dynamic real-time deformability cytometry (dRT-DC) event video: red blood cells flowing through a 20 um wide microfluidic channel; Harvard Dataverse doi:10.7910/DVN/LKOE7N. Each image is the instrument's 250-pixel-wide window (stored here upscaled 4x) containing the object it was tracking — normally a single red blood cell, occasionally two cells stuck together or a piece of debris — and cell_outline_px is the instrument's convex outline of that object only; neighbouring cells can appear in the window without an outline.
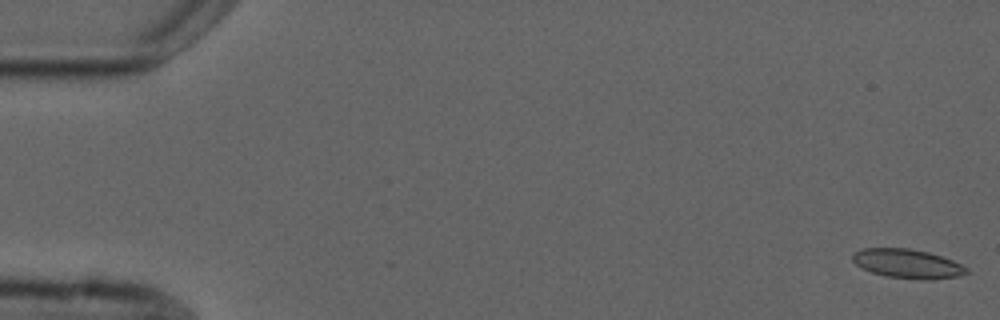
{"species": "common noctule bat (a hibernating species)", "species_latin": "Nyctalus noctula", "temperature_condition": "cold", "stored_images_in_passage": 5, "camera_frame_rate_fps": 3000, "um_per_image_px": 0.085, "animal": {"sex": "male", "forearm_length_mm": 52.5}, "frame": {"image": 1, "passage_image": 1, "time_ms": 0.0, "image_size_px": [1000, 320], "cell_outline_px": [[968, 272], [960, 276], [888, 276], [872, 272], [856, 264], [852, 260], [852, 252], [864, 248], [912, 248], [928, 252], [952, 260], [968, 268]], "centroid_in_image_um": [77.05, 22.33], "position_along_channel_um": 7.9, "area_um2": 18.15}}